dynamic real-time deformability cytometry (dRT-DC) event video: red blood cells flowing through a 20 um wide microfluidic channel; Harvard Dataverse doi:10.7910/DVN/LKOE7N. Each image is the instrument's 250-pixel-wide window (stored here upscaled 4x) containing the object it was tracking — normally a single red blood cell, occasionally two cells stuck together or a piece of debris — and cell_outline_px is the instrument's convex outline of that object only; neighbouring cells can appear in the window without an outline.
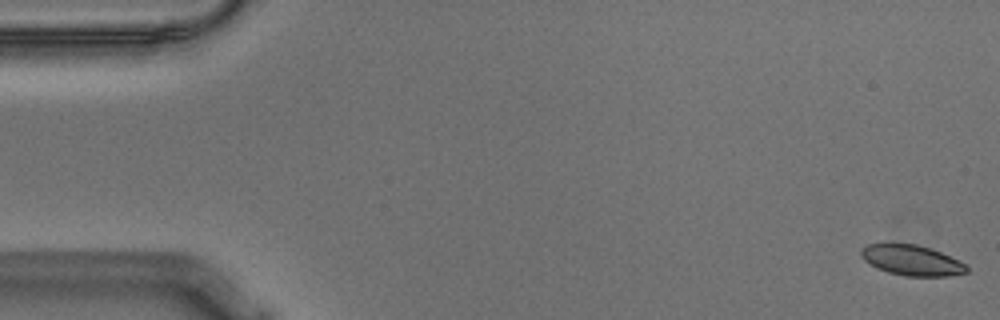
{"species": "Egyptian fruit bat (a non-hibernating species)", "species_latin": "Rousettus aegyptiacus", "temperature_condition": "warm", "stored_images_in_passage": 57, "camera_frame_rate_fps": 3000, "um_per_image_px": 0.085, "animal": {"sex": "male"}, "frame": {"image": 1, "passage_image": 1, "time_ms": 0.0, "image_size_px": [1000, 320], "cell_outline_px": [[968, 272], [948, 276], [904, 276], [888, 272], [876, 268], [864, 260], [860, 256], [860, 248], [868, 244], [888, 240], [892, 240], [916, 244], [932, 248], [964, 264], [968, 268]], "centroid_in_image_um": [77.38, 22.07], "position_along_channel_um": 7.6, "area_um2": 19.36}}
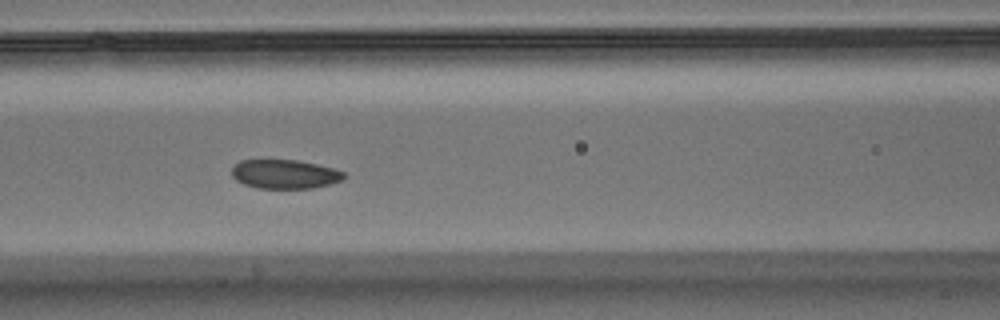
{"frame": {"image": 2, "passage_image": 24, "time_ms": 7.667, "image_size_px": [1000, 320], "cell_outline_px": [[344, 176], [340, 180], [328, 184], [312, 188], [256, 188], [244, 184], [236, 180], [232, 176], [232, 168], [240, 160], [296, 160], [316, 164], [332, 168], [344, 172]], "centroid_in_image_um": [24.15, 14.8], "position_along_channel_um": 142.4, "area_um2": 18.73}}
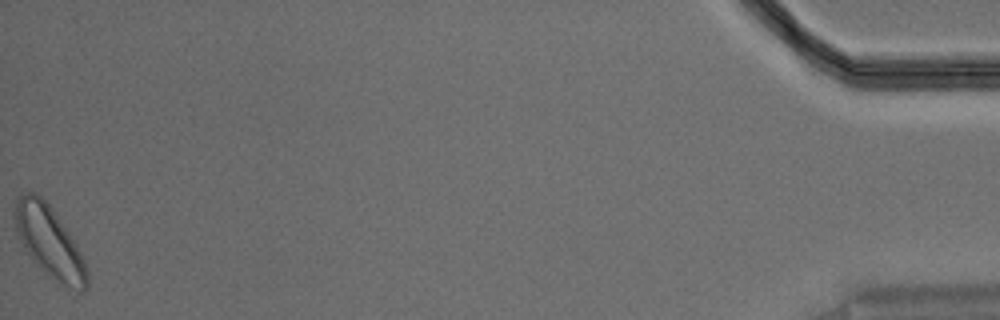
{"frame": {"image": 3, "passage_image": 57, "time_ms": 18.667, "image_size_px": [1000, 320], "cell_outline_px": [[88, 288], [80, 292], [64, 284], [44, 272], [28, 256], [20, 240], [16, 228], [16, 196], [20, 192], [36, 192], [48, 204], [68, 232], [80, 252], [84, 260], [88, 272]], "centroid_in_image_um": [4.19, 20.55], "position_along_channel_um": 431.0, "area_um2": 29.3}, "authors_computed_cell_mechanics": {"area_um2": 20.1722, "velocity_mm_per_s": 3.538, "shape_relaxation_time_tau1_ms": 2.617, "shape_relaxation_time_tau2_ms": 9.5779, "deformation_change_tau1": 0.0667, "deformation_change_tau2": 0.1412}}